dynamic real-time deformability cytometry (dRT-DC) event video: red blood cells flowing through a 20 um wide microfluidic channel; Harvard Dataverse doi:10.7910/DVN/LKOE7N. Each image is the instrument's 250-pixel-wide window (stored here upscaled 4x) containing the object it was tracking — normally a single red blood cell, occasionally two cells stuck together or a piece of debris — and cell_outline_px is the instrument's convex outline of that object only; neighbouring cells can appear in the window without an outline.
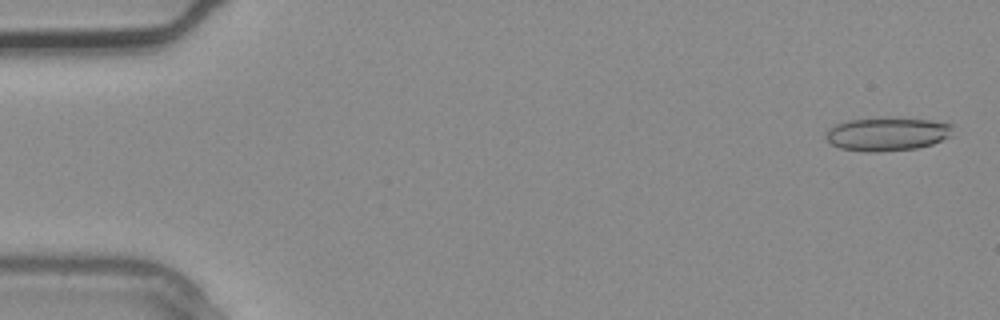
{"species": "common noctule bat (a hibernating species)", "species_latin": "Nyctalus noctula", "temperature_condition": "warm", "stored_images_in_passage": 4, "camera_frame_rate_fps": 3000, "um_per_image_px": 0.085, "animal": {"sex": "male", "body_mass_g": 20.4}, "frame": {"image": 1, "passage_image": 1, "time_ms": 0.0, "image_size_px": [1000, 320], "cell_outline_px": [[952, 136], [932, 144], [916, 148], [880, 152], [864, 152], [840, 148], [832, 144], [824, 136], [828, 128], [836, 124], [848, 120], [884, 116], [896, 116], [932, 120], [952, 124]], "centroid_in_image_um": [75.41, 11.36], "position_along_channel_um": 9.6, "area_um2": 25.49}}